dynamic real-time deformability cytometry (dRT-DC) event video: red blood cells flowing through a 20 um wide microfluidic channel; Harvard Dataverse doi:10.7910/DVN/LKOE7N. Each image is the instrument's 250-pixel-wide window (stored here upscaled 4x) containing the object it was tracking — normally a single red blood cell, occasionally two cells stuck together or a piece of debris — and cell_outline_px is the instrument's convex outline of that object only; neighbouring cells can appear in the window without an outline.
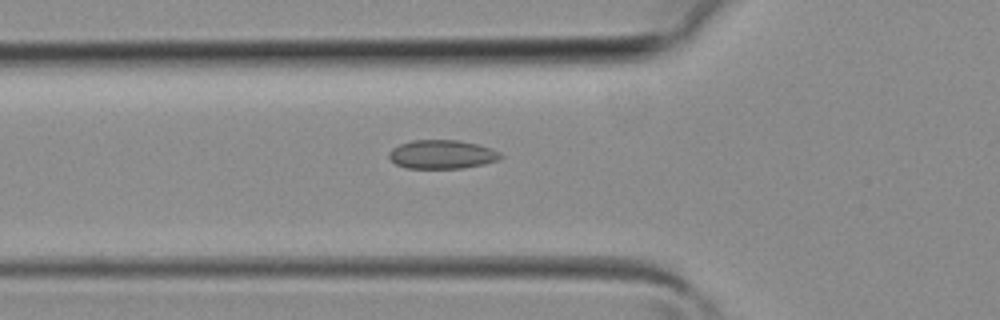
{"species": "common noctule bat (a hibernating species)", "species_latin": "Nyctalus noctula", "temperature_condition": "room temperature", "stored_images_in_passage": 34, "camera_frame_rate_fps": 3000, "um_per_image_px": 0.085, "animal": {"sex": "female", "body_mass_g": 19.3, "forearm_length_mm": 54.1}, "frame": {"image": 1, "passage_image": 8, "time_ms": 2.333, "image_size_px": [1000, 320], "cell_outline_px": [[504, 156], [496, 160], [484, 164], [464, 168], [404, 168], [396, 164], [388, 156], [388, 152], [392, 148], [400, 144], [412, 140], [456, 140], [476, 144], [492, 148], [500, 152]], "centroid_in_image_um": [37.56, 13.12], "position_along_channel_um": 88.2, "area_um2": 18.73}}
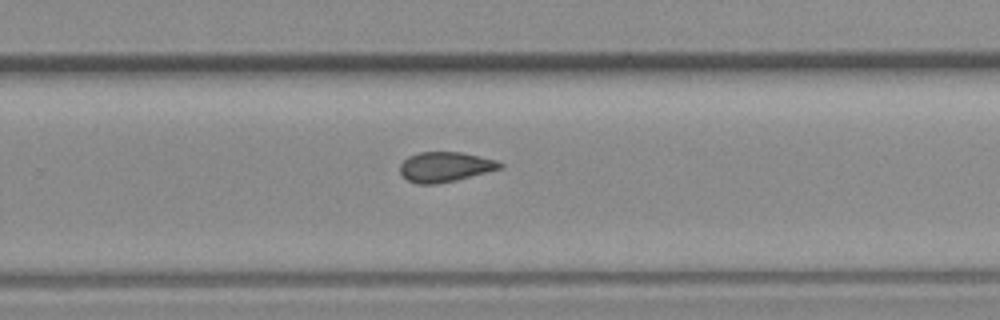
{"frame": {"image": 2, "passage_image": 20, "time_ms": 6.333, "image_size_px": [1000, 320], "cell_outline_px": [[504, 164], [500, 168], [456, 180], [436, 184], [416, 184], [408, 180], [400, 172], [400, 164], [408, 156], [420, 152], [460, 152], [496, 160]], "centroid_in_image_um": [37.8, 14.18], "position_along_channel_um": 292.0, "area_um2": 17.22}}
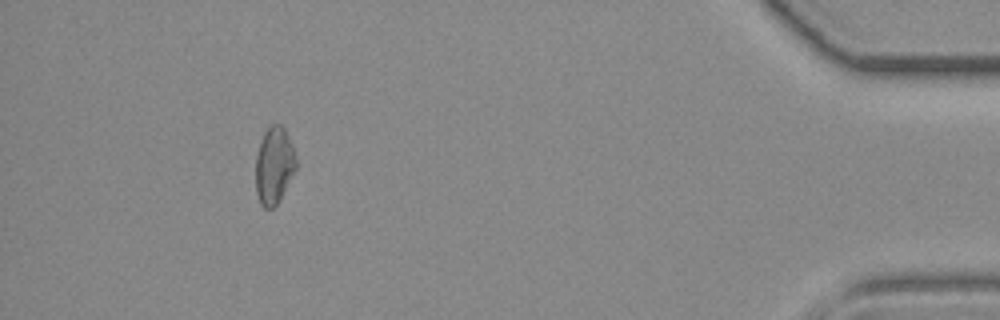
{"frame": {"image": 3, "passage_image": 31, "time_ms": 10.0, "image_size_px": [1000, 320], "cell_outline_px": [[296, 168], [280, 200], [272, 208], [264, 208], [260, 204], [256, 192], [256, 156], [260, 140], [264, 132], [272, 124], [280, 124], [284, 128], [292, 144], [296, 156]], "centroid_in_image_um": [23.29, 14.06], "position_along_channel_um": 411.9, "area_um2": 18.15}}